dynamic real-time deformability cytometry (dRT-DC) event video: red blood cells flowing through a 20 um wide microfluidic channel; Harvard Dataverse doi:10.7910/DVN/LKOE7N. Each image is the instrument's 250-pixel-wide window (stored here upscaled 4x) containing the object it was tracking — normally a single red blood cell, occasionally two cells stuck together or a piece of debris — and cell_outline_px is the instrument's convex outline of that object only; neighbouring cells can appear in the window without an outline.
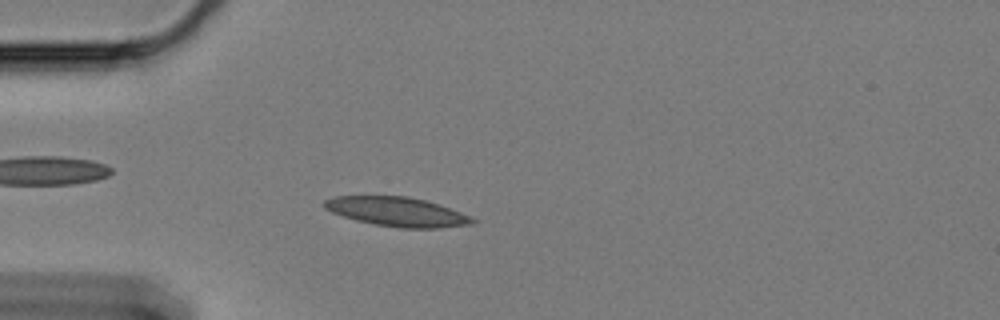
{"species": "Egyptian fruit bat (a non-hibernating species)", "species_latin": "Rousettus aegyptiacus", "temperature_condition": "cold", "stored_images_in_passage": 60, "camera_frame_rate_fps": 3000, "um_per_image_px": 0.085, "animal": {"sex": "female"}, "frame": {"image": 1, "passage_image": 16, "time_ms": 5.0, "image_size_px": [1000, 320], "cell_outline_px": [[476, 220], [472, 224], [440, 228], [400, 228], [376, 224], [356, 220], [332, 212], [324, 208], [320, 204], [324, 200], [332, 196], [408, 196], [424, 200], [472, 216]], "centroid_in_image_um": [33.71, 17.99], "position_along_channel_um": 51.3, "area_um2": 25.14}}
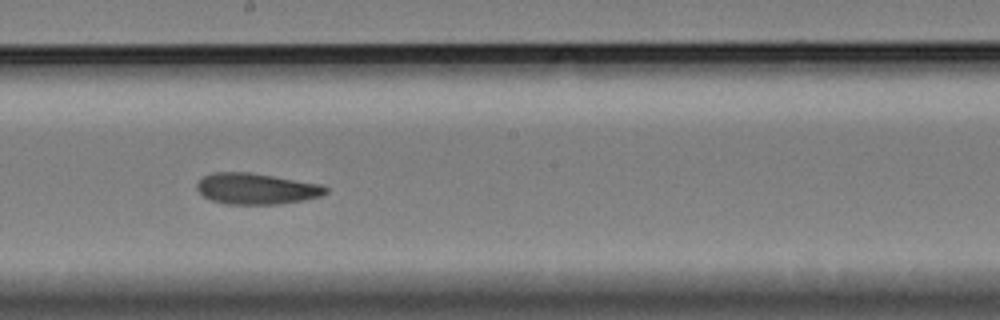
{"frame": {"image": 2, "passage_image": 33, "time_ms": 10.667, "image_size_px": [1000, 320], "cell_outline_px": [[328, 192], [320, 196], [304, 200], [280, 204], [224, 204], [212, 200], [204, 196], [196, 188], [196, 184], [204, 176], [212, 172], [248, 172], [320, 184], [328, 188]], "centroid_in_image_um": [21.78, 16.04], "position_along_channel_um": 226.4, "area_um2": 23.18}}
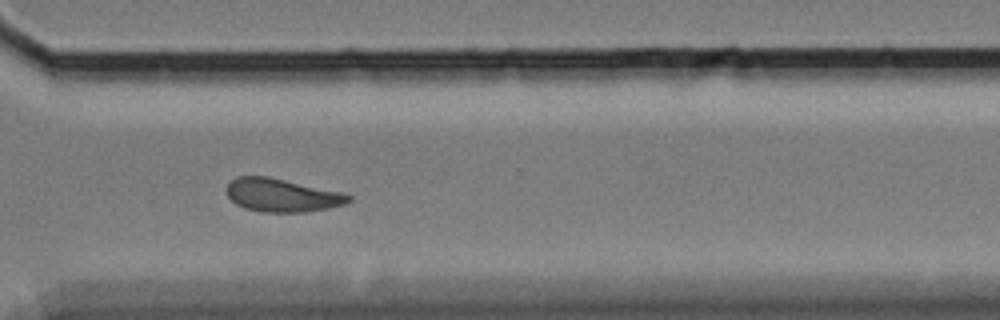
{"frame": {"image": 3, "passage_image": 44, "time_ms": 14.333, "image_size_px": [1000, 320], "cell_outline_px": [[352, 200], [344, 204], [328, 208], [304, 212], [264, 212], [244, 208], [236, 204], [228, 196], [228, 184], [236, 176], [268, 176], [340, 192], [352, 196]], "centroid_in_image_um": [23.96, 16.59], "position_along_channel_um": 346.6, "area_um2": 23.35}, "authors_computed_cell_mechanics": {"area_um2": 23.8136, "velocity_mm_per_s": 3.2833, "shape_relaxation_time_tau1_ms": 11.2384, "shape_relaxation_time_tau2_ms": 2.9339, "deformation_change_tau1": 0.1943, "deformation_change_tau2": 0.0832}}